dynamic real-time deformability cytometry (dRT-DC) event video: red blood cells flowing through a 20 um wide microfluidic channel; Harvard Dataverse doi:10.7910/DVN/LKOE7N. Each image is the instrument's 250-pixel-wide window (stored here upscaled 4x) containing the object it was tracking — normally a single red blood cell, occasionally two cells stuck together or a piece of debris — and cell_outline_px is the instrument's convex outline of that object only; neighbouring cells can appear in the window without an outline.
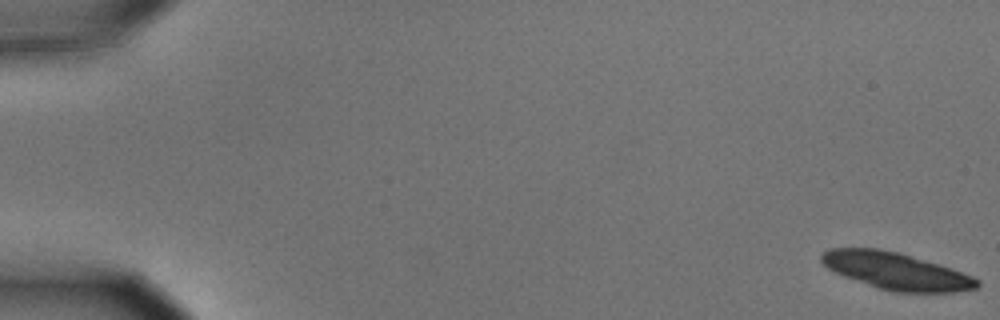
{"species": "common noctule bat (a hibernating species)", "species_latin": "Nyctalus noctula", "temperature_condition": "cold", "stored_images_in_passage": 22, "camera_frame_rate_fps": 3000, "um_per_image_px": 0.085, "animal": {"sex": "male", "body_mass_g": 15.6}, "frame": {"image": 1, "passage_image": 1, "time_ms": 0.0, "image_size_px": [1000, 320], "cell_outline_px": [[980, 284], [976, 288], [956, 292], [892, 292], [844, 276], [828, 268], [820, 260], [820, 252], [828, 248], [880, 248], [900, 252], [952, 268], [972, 276], [980, 280]], "centroid_in_image_um": [76.17, 23.02], "position_along_channel_um": 8.8, "area_um2": 33.58}}